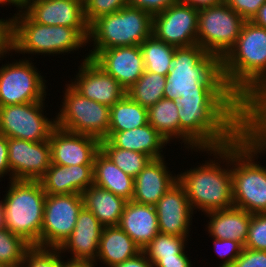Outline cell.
<instances>
[{"label":"cell","mask_w":266,"mask_h":267,"mask_svg":"<svg viewBox=\"0 0 266 267\" xmlns=\"http://www.w3.org/2000/svg\"><path fill=\"white\" fill-rule=\"evenodd\" d=\"M175 101L182 140L179 143H184L188 151L221 148L236 139L235 95H190Z\"/></svg>","instance_id":"cell-1"},{"label":"cell","mask_w":266,"mask_h":267,"mask_svg":"<svg viewBox=\"0 0 266 267\" xmlns=\"http://www.w3.org/2000/svg\"><path fill=\"white\" fill-rule=\"evenodd\" d=\"M166 75L164 98L190 95H234L226 86L220 59L200 45L176 47Z\"/></svg>","instance_id":"cell-2"},{"label":"cell","mask_w":266,"mask_h":267,"mask_svg":"<svg viewBox=\"0 0 266 267\" xmlns=\"http://www.w3.org/2000/svg\"><path fill=\"white\" fill-rule=\"evenodd\" d=\"M199 152L214 156V159L208 158L202 165L200 163L177 174L191 208L195 214L197 210L205 214L234 206L231 144L216 149H200Z\"/></svg>","instance_id":"cell-3"},{"label":"cell","mask_w":266,"mask_h":267,"mask_svg":"<svg viewBox=\"0 0 266 267\" xmlns=\"http://www.w3.org/2000/svg\"><path fill=\"white\" fill-rule=\"evenodd\" d=\"M220 62L224 82L235 96L254 83L266 82V29L245 21L236 43Z\"/></svg>","instance_id":"cell-4"},{"label":"cell","mask_w":266,"mask_h":267,"mask_svg":"<svg viewBox=\"0 0 266 267\" xmlns=\"http://www.w3.org/2000/svg\"><path fill=\"white\" fill-rule=\"evenodd\" d=\"M17 9L12 16V52L15 54L62 55L87 46L89 28L43 25L34 22L20 7Z\"/></svg>","instance_id":"cell-5"},{"label":"cell","mask_w":266,"mask_h":267,"mask_svg":"<svg viewBox=\"0 0 266 267\" xmlns=\"http://www.w3.org/2000/svg\"><path fill=\"white\" fill-rule=\"evenodd\" d=\"M4 199L5 228L40 247L46 193L39 180H10Z\"/></svg>","instance_id":"cell-6"},{"label":"cell","mask_w":266,"mask_h":267,"mask_svg":"<svg viewBox=\"0 0 266 267\" xmlns=\"http://www.w3.org/2000/svg\"><path fill=\"white\" fill-rule=\"evenodd\" d=\"M153 15L132 6L98 17L89 25L92 58L98 51L122 46H139L152 35Z\"/></svg>","instance_id":"cell-7"},{"label":"cell","mask_w":266,"mask_h":267,"mask_svg":"<svg viewBox=\"0 0 266 267\" xmlns=\"http://www.w3.org/2000/svg\"><path fill=\"white\" fill-rule=\"evenodd\" d=\"M254 158L259 154L237 139L231 143L233 205L250 214L266 213V166Z\"/></svg>","instance_id":"cell-8"},{"label":"cell","mask_w":266,"mask_h":267,"mask_svg":"<svg viewBox=\"0 0 266 267\" xmlns=\"http://www.w3.org/2000/svg\"><path fill=\"white\" fill-rule=\"evenodd\" d=\"M61 109L56 113V126L63 130L104 140L110 126V107L90 100L65 84Z\"/></svg>","instance_id":"cell-9"},{"label":"cell","mask_w":266,"mask_h":267,"mask_svg":"<svg viewBox=\"0 0 266 267\" xmlns=\"http://www.w3.org/2000/svg\"><path fill=\"white\" fill-rule=\"evenodd\" d=\"M244 23L226 2L199 9L197 44L221 60L236 43Z\"/></svg>","instance_id":"cell-10"},{"label":"cell","mask_w":266,"mask_h":267,"mask_svg":"<svg viewBox=\"0 0 266 267\" xmlns=\"http://www.w3.org/2000/svg\"><path fill=\"white\" fill-rule=\"evenodd\" d=\"M236 139L259 155L266 152V82L254 83L236 96Z\"/></svg>","instance_id":"cell-11"},{"label":"cell","mask_w":266,"mask_h":267,"mask_svg":"<svg viewBox=\"0 0 266 267\" xmlns=\"http://www.w3.org/2000/svg\"><path fill=\"white\" fill-rule=\"evenodd\" d=\"M7 63L0 67V106L46 99L47 81L29 57Z\"/></svg>","instance_id":"cell-12"},{"label":"cell","mask_w":266,"mask_h":267,"mask_svg":"<svg viewBox=\"0 0 266 267\" xmlns=\"http://www.w3.org/2000/svg\"><path fill=\"white\" fill-rule=\"evenodd\" d=\"M44 101L0 106V134L31 142L49 140L56 118L44 115Z\"/></svg>","instance_id":"cell-13"},{"label":"cell","mask_w":266,"mask_h":267,"mask_svg":"<svg viewBox=\"0 0 266 267\" xmlns=\"http://www.w3.org/2000/svg\"><path fill=\"white\" fill-rule=\"evenodd\" d=\"M84 207L82 194L46 195L40 248L58 249L72 234Z\"/></svg>","instance_id":"cell-14"},{"label":"cell","mask_w":266,"mask_h":267,"mask_svg":"<svg viewBox=\"0 0 266 267\" xmlns=\"http://www.w3.org/2000/svg\"><path fill=\"white\" fill-rule=\"evenodd\" d=\"M198 9L179 0L153 15L152 34L166 44L187 47L197 44Z\"/></svg>","instance_id":"cell-15"},{"label":"cell","mask_w":266,"mask_h":267,"mask_svg":"<svg viewBox=\"0 0 266 267\" xmlns=\"http://www.w3.org/2000/svg\"><path fill=\"white\" fill-rule=\"evenodd\" d=\"M11 180H39L51 165L49 141L8 138Z\"/></svg>","instance_id":"cell-16"},{"label":"cell","mask_w":266,"mask_h":267,"mask_svg":"<svg viewBox=\"0 0 266 267\" xmlns=\"http://www.w3.org/2000/svg\"><path fill=\"white\" fill-rule=\"evenodd\" d=\"M77 75L69 84L84 97L113 106L125 95L126 90L88 56L81 60ZM75 79V80H74ZM74 81V82H73Z\"/></svg>","instance_id":"cell-17"},{"label":"cell","mask_w":266,"mask_h":267,"mask_svg":"<svg viewBox=\"0 0 266 267\" xmlns=\"http://www.w3.org/2000/svg\"><path fill=\"white\" fill-rule=\"evenodd\" d=\"M19 7L36 23L89 28L84 0H19Z\"/></svg>","instance_id":"cell-18"},{"label":"cell","mask_w":266,"mask_h":267,"mask_svg":"<svg viewBox=\"0 0 266 267\" xmlns=\"http://www.w3.org/2000/svg\"><path fill=\"white\" fill-rule=\"evenodd\" d=\"M51 163L63 166L93 165L100 151V140L89 135L73 133L57 126L49 138Z\"/></svg>","instance_id":"cell-19"},{"label":"cell","mask_w":266,"mask_h":267,"mask_svg":"<svg viewBox=\"0 0 266 267\" xmlns=\"http://www.w3.org/2000/svg\"><path fill=\"white\" fill-rule=\"evenodd\" d=\"M155 208L160 233L189 238L194 211L179 182L159 199Z\"/></svg>","instance_id":"cell-20"},{"label":"cell","mask_w":266,"mask_h":267,"mask_svg":"<svg viewBox=\"0 0 266 267\" xmlns=\"http://www.w3.org/2000/svg\"><path fill=\"white\" fill-rule=\"evenodd\" d=\"M128 90L145 72L140 46H122L98 51L91 58Z\"/></svg>","instance_id":"cell-21"},{"label":"cell","mask_w":266,"mask_h":267,"mask_svg":"<svg viewBox=\"0 0 266 267\" xmlns=\"http://www.w3.org/2000/svg\"><path fill=\"white\" fill-rule=\"evenodd\" d=\"M103 228L93 213L83 207L72 234L58 250L70 253L71 257L67 259L70 261H95Z\"/></svg>","instance_id":"cell-22"},{"label":"cell","mask_w":266,"mask_h":267,"mask_svg":"<svg viewBox=\"0 0 266 267\" xmlns=\"http://www.w3.org/2000/svg\"><path fill=\"white\" fill-rule=\"evenodd\" d=\"M164 157L152 159L134 178V195L132 201L139 204L155 206L159 199L178 182L167 167Z\"/></svg>","instance_id":"cell-23"},{"label":"cell","mask_w":266,"mask_h":267,"mask_svg":"<svg viewBox=\"0 0 266 267\" xmlns=\"http://www.w3.org/2000/svg\"><path fill=\"white\" fill-rule=\"evenodd\" d=\"M49 195L82 194L93 185V165L63 166L52 164L39 179Z\"/></svg>","instance_id":"cell-24"},{"label":"cell","mask_w":266,"mask_h":267,"mask_svg":"<svg viewBox=\"0 0 266 267\" xmlns=\"http://www.w3.org/2000/svg\"><path fill=\"white\" fill-rule=\"evenodd\" d=\"M118 226L142 250L159 233L155 206L128 201Z\"/></svg>","instance_id":"cell-25"},{"label":"cell","mask_w":266,"mask_h":267,"mask_svg":"<svg viewBox=\"0 0 266 267\" xmlns=\"http://www.w3.org/2000/svg\"><path fill=\"white\" fill-rule=\"evenodd\" d=\"M106 139L114 147L141 152L152 159L163 158V148L168 144V141L149 123L127 131H108Z\"/></svg>","instance_id":"cell-26"},{"label":"cell","mask_w":266,"mask_h":267,"mask_svg":"<svg viewBox=\"0 0 266 267\" xmlns=\"http://www.w3.org/2000/svg\"><path fill=\"white\" fill-rule=\"evenodd\" d=\"M204 215L209 218L207 225H205L209 237L233 240L240 242L243 246L245 245L252 214L232 206L227 209L208 212Z\"/></svg>","instance_id":"cell-27"},{"label":"cell","mask_w":266,"mask_h":267,"mask_svg":"<svg viewBox=\"0 0 266 267\" xmlns=\"http://www.w3.org/2000/svg\"><path fill=\"white\" fill-rule=\"evenodd\" d=\"M141 251L140 247L119 226H107L103 228L95 262L101 261L103 265L112 267Z\"/></svg>","instance_id":"cell-28"},{"label":"cell","mask_w":266,"mask_h":267,"mask_svg":"<svg viewBox=\"0 0 266 267\" xmlns=\"http://www.w3.org/2000/svg\"><path fill=\"white\" fill-rule=\"evenodd\" d=\"M84 207L90 210L104 226H118L128 201L109 190L96 185L89 186L83 193Z\"/></svg>","instance_id":"cell-29"},{"label":"cell","mask_w":266,"mask_h":267,"mask_svg":"<svg viewBox=\"0 0 266 267\" xmlns=\"http://www.w3.org/2000/svg\"><path fill=\"white\" fill-rule=\"evenodd\" d=\"M93 184L111 191L126 201H132L134 178L116 166L101 150L94 159Z\"/></svg>","instance_id":"cell-30"},{"label":"cell","mask_w":266,"mask_h":267,"mask_svg":"<svg viewBox=\"0 0 266 267\" xmlns=\"http://www.w3.org/2000/svg\"><path fill=\"white\" fill-rule=\"evenodd\" d=\"M148 123L170 144L180 141V122L175 100L161 99L148 108Z\"/></svg>","instance_id":"cell-31"},{"label":"cell","mask_w":266,"mask_h":267,"mask_svg":"<svg viewBox=\"0 0 266 267\" xmlns=\"http://www.w3.org/2000/svg\"><path fill=\"white\" fill-rule=\"evenodd\" d=\"M148 124V108L125 95L110 107L109 131H127Z\"/></svg>","instance_id":"cell-32"},{"label":"cell","mask_w":266,"mask_h":267,"mask_svg":"<svg viewBox=\"0 0 266 267\" xmlns=\"http://www.w3.org/2000/svg\"><path fill=\"white\" fill-rule=\"evenodd\" d=\"M145 71L166 76L171 70V60L176 47L157 39L153 34L140 45Z\"/></svg>","instance_id":"cell-33"},{"label":"cell","mask_w":266,"mask_h":267,"mask_svg":"<svg viewBox=\"0 0 266 267\" xmlns=\"http://www.w3.org/2000/svg\"><path fill=\"white\" fill-rule=\"evenodd\" d=\"M166 76L145 71L126 95L141 106L149 108L164 98Z\"/></svg>","instance_id":"cell-34"},{"label":"cell","mask_w":266,"mask_h":267,"mask_svg":"<svg viewBox=\"0 0 266 267\" xmlns=\"http://www.w3.org/2000/svg\"><path fill=\"white\" fill-rule=\"evenodd\" d=\"M100 150L127 175L135 178L152 160L141 152L114 147L107 139L100 141Z\"/></svg>","instance_id":"cell-35"},{"label":"cell","mask_w":266,"mask_h":267,"mask_svg":"<svg viewBox=\"0 0 266 267\" xmlns=\"http://www.w3.org/2000/svg\"><path fill=\"white\" fill-rule=\"evenodd\" d=\"M187 240V237L159 232L142 251L152 263L158 258H176V255H186Z\"/></svg>","instance_id":"cell-36"},{"label":"cell","mask_w":266,"mask_h":267,"mask_svg":"<svg viewBox=\"0 0 266 267\" xmlns=\"http://www.w3.org/2000/svg\"><path fill=\"white\" fill-rule=\"evenodd\" d=\"M31 247L22 237L9 230L0 231V262L8 267L22 266L24 256Z\"/></svg>","instance_id":"cell-37"},{"label":"cell","mask_w":266,"mask_h":267,"mask_svg":"<svg viewBox=\"0 0 266 267\" xmlns=\"http://www.w3.org/2000/svg\"><path fill=\"white\" fill-rule=\"evenodd\" d=\"M62 253L58 249L32 246L25 254L23 267H66L62 261Z\"/></svg>","instance_id":"cell-38"},{"label":"cell","mask_w":266,"mask_h":267,"mask_svg":"<svg viewBox=\"0 0 266 267\" xmlns=\"http://www.w3.org/2000/svg\"><path fill=\"white\" fill-rule=\"evenodd\" d=\"M128 5V0H84V14L90 25L100 16L117 12Z\"/></svg>","instance_id":"cell-39"},{"label":"cell","mask_w":266,"mask_h":267,"mask_svg":"<svg viewBox=\"0 0 266 267\" xmlns=\"http://www.w3.org/2000/svg\"><path fill=\"white\" fill-rule=\"evenodd\" d=\"M244 248L266 251V213L252 214Z\"/></svg>","instance_id":"cell-40"},{"label":"cell","mask_w":266,"mask_h":267,"mask_svg":"<svg viewBox=\"0 0 266 267\" xmlns=\"http://www.w3.org/2000/svg\"><path fill=\"white\" fill-rule=\"evenodd\" d=\"M213 247L216 254L222 259L218 267H230L241 255L244 246L240 242L228 239L213 238Z\"/></svg>","instance_id":"cell-41"},{"label":"cell","mask_w":266,"mask_h":267,"mask_svg":"<svg viewBox=\"0 0 266 267\" xmlns=\"http://www.w3.org/2000/svg\"><path fill=\"white\" fill-rule=\"evenodd\" d=\"M266 0H226L227 5L245 21H251Z\"/></svg>","instance_id":"cell-42"},{"label":"cell","mask_w":266,"mask_h":267,"mask_svg":"<svg viewBox=\"0 0 266 267\" xmlns=\"http://www.w3.org/2000/svg\"><path fill=\"white\" fill-rule=\"evenodd\" d=\"M230 267H266V251L243 248Z\"/></svg>","instance_id":"cell-43"},{"label":"cell","mask_w":266,"mask_h":267,"mask_svg":"<svg viewBox=\"0 0 266 267\" xmlns=\"http://www.w3.org/2000/svg\"><path fill=\"white\" fill-rule=\"evenodd\" d=\"M13 17L0 19V60L12 56Z\"/></svg>","instance_id":"cell-44"},{"label":"cell","mask_w":266,"mask_h":267,"mask_svg":"<svg viewBox=\"0 0 266 267\" xmlns=\"http://www.w3.org/2000/svg\"><path fill=\"white\" fill-rule=\"evenodd\" d=\"M178 0H128V6L142 9L154 15L164 11Z\"/></svg>","instance_id":"cell-45"},{"label":"cell","mask_w":266,"mask_h":267,"mask_svg":"<svg viewBox=\"0 0 266 267\" xmlns=\"http://www.w3.org/2000/svg\"><path fill=\"white\" fill-rule=\"evenodd\" d=\"M191 262L187 255H176V258H158L152 264L153 267H193Z\"/></svg>","instance_id":"cell-46"},{"label":"cell","mask_w":266,"mask_h":267,"mask_svg":"<svg viewBox=\"0 0 266 267\" xmlns=\"http://www.w3.org/2000/svg\"><path fill=\"white\" fill-rule=\"evenodd\" d=\"M8 174L11 180V171L8 163V138L0 134V181Z\"/></svg>","instance_id":"cell-47"},{"label":"cell","mask_w":266,"mask_h":267,"mask_svg":"<svg viewBox=\"0 0 266 267\" xmlns=\"http://www.w3.org/2000/svg\"><path fill=\"white\" fill-rule=\"evenodd\" d=\"M112 267H153V264L146 257L145 253L141 251L134 257L129 258L122 263L115 264Z\"/></svg>","instance_id":"cell-48"},{"label":"cell","mask_w":266,"mask_h":267,"mask_svg":"<svg viewBox=\"0 0 266 267\" xmlns=\"http://www.w3.org/2000/svg\"><path fill=\"white\" fill-rule=\"evenodd\" d=\"M181 3L191 6L195 9L212 7L226 2V0H179Z\"/></svg>","instance_id":"cell-49"},{"label":"cell","mask_w":266,"mask_h":267,"mask_svg":"<svg viewBox=\"0 0 266 267\" xmlns=\"http://www.w3.org/2000/svg\"><path fill=\"white\" fill-rule=\"evenodd\" d=\"M251 21L266 29V2L259 8L257 14Z\"/></svg>","instance_id":"cell-50"},{"label":"cell","mask_w":266,"mask_h":267,"mask_svg":"<svg viewBox=\"0 0 266 267\" xmlns=\"http://www.w3.org/2000/svg\"><path fill=\"white\" fill-rule=\"evenodd\" d=\"M95 261H70L66 260V267H95Z\"/></svg>","instance_id":"cell-51"},{"label":"cell","mask_w":266,"mask_h":267,"mask_svg":"<svg viewBox=\"0 0 266 267\" xmlns=\"http://www.w3.org/2000/svg\"><path fill=\"white\" fill-rule=\"evenodd\" d=\"M5 229L4 205L2 200H0V231H3Z\"/></svg>","instance_id":"cell-52"},{"label":"cell","mask_w":266,"mask_h":267,"mask_svg":"<svg viewBox=\"0 0 266 267\" xmlns=\"http://www.w3.org/2000/svg\"><path fill=\"white\" fill-rule=\"evenodd\" d=\"M0 4L3 5H14V7L16 6V8L19 7V0H0Z\"/></svg>","instance_id":"cell-53"},{"label":"cell","mask_w":266,"mask_h":267,"mask_svg":"<svg viewBox=\"0 0 266 267\" xmlns=\"http://www.w3.org/2000/svg\"><path fill=\"white\" fill-rule=\"evenodd\" d=\"M0 267H8L6 264L0 262Z\"/></svg>","instance_id":"cell-54"}]
</instances>
